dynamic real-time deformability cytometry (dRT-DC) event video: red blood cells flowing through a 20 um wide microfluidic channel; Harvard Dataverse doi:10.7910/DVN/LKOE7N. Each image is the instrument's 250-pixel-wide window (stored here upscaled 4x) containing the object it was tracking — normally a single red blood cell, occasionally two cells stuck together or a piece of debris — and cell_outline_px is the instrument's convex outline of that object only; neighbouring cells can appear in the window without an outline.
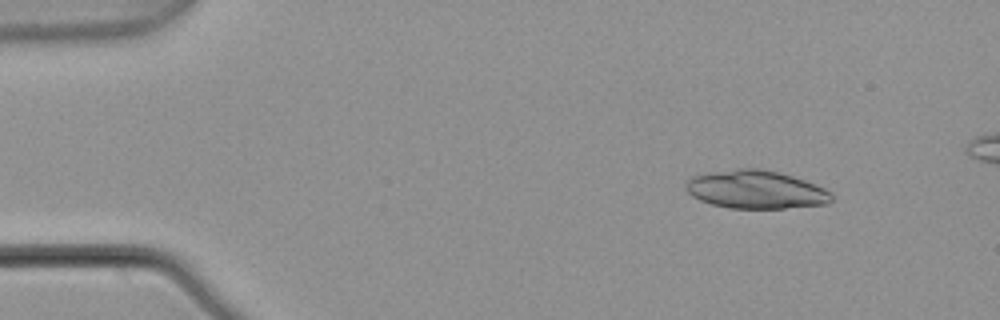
{"species": "common noctule bat (a hibernating species)", "species_latin": "Nyctalus noctula", "temperature_condition": "warm", "stored_images_in_passage": 5, "camera_frame_rate_fps": 3000, "um_per_image_px": 0.085, "animal": {"sex": "male", "body_mass_g": 21.5, "forearm_length_mm": 52.0}, "frame": {"image": 1, "passage_image": 2, "time_ms": 0.333, "image_size_px": [1000, 320], "cell_outline_px": [[832, 200], [828, 204], [784, 208], [728, 208], [712, 204], [700, 200], [692, 196], [688, 192], [684, 184], [692, 176], [712, 172], [736, 168], [756, 168], [776, 172], [792, 176], [816, 184], [832, 192]], "centroid_in_image_um": [64.25, 16.12], "position_along_channel_um": 20.7, "area_um2": 32.37}}